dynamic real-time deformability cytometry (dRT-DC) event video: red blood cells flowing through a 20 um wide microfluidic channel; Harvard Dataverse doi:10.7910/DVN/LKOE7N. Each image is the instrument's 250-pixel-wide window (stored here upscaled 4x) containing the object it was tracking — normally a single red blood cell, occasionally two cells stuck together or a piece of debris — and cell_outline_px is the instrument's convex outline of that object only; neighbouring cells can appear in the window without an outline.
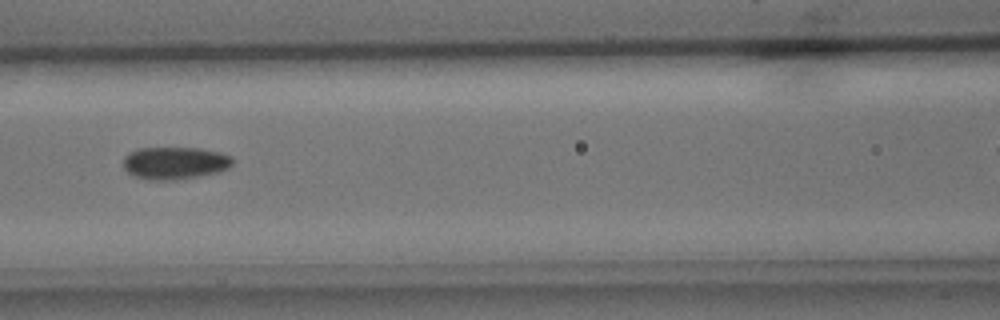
{"species": "common noctule bat (a hibernating species)", "species_latin": "Nyctalus noctula", "temperature_condition": "cold", "stored_images_in_passage": 8, "segment_of_instrument_passage": [1, 2], "camera_frame_rate_fps": 3000, "um_per_image_px": 0.085, "animal": {"sex": "male", "body_mass_g": 15.6}, "frame": {"image": 1, "passage_image": 5, "time_ms": 5.667, "image_size_px": [1000, 320], "cell_outline_px": [[232, 164], [228, 168], [220, 172], [200, 176], [176, 180], [148, 180], [136, 176], [128, 172], [124, 168], [124, 156], [128, 152], [136, 148], [200, 148], [220, 152], [232, 156]], "centroid_in_image_um": [14.87, 13.85], "position_along_channel_um": 151.7, "area_um2": 20.87}}
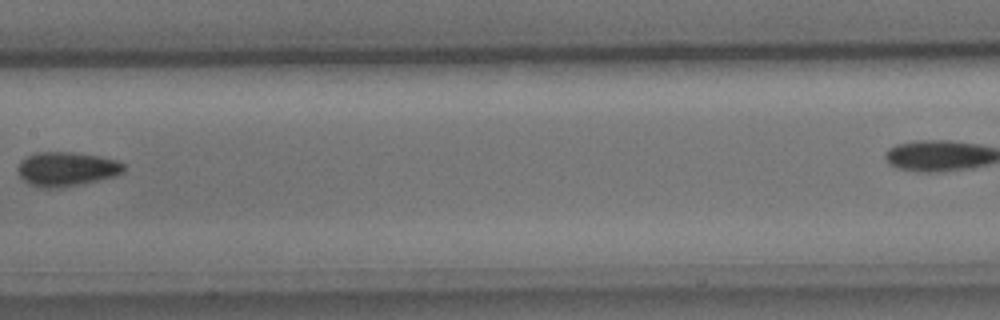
{"frame": {"image": 2, "passage_image": 6, "time_ms": 7.0, "image_size_px": [1000, 320], "cell_outline_px": [[124, 168], [116, 176], [80, 184], [60, 188], [40, 188], [28, 184], [16, 172], [20, 160], [36, 152], [72, 152], [100, 156], [116, 160], [124, 164]], "centroid_in_image_um": [5.61, 14.37], "position_along_channel_um": 201.8, "area_um2": 21.21}}
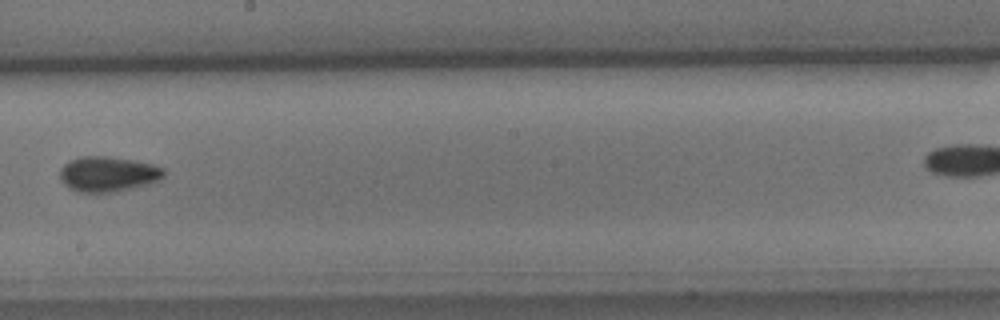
{"frame": {"image": 3, "passage_image": 7, "time_ms": 8.0, "image_size_px": [1000, 320], "cell_outline_px": [[164, 176], [148, 184], [120, 192], [76, 192], [68, 188], [60, 180], [60, 168], [68, 160], [80, 156], [108, 156], [132, 160], [152, 164], [164, 168]], "centroid_in_image_um": [9.13, 14.8], "position_along_channel_um": 239.1, "area_um2": 21.56}}